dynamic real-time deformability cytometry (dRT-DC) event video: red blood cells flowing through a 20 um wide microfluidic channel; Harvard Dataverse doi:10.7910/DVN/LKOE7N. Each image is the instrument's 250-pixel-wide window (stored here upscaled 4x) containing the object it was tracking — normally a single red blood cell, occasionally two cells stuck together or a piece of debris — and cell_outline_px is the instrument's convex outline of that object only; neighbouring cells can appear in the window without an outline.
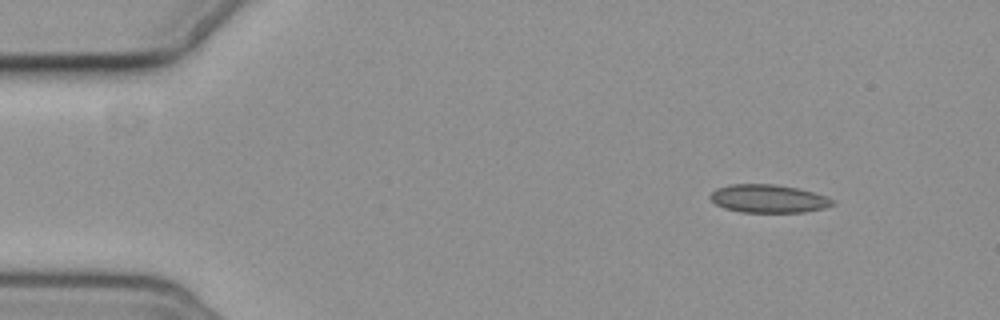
{"species": "common noctule bat (a hibernating species)", "species_latin": "Nyctalus noctula", "temperature_condition": "cold", "stored_images_in_passage": 5, "camera_frame_rate_fps": 3000, "um_per_image_px": 0.085, "animal": {"sex": "female", "body_mass_g": 19.3, "forearm_length_mm": 54.1}, "frame": {"image": 1, "passage_image": 1, "time_ms": 0.0, "image_size_px": [1000, 320], "cell_outline_px": [[836, 204], [824, 208], [804, 212], [740, 212], [724, 208], [716, 204], [708, 196], [716, 188], [732, 184], [776, 184], [796, 188], [828, 196], [836, 200]], "centroid_in_image_um": [65.34, 16.89], "position_along_channel_um": 19.7, "area_um2": 20.17}}